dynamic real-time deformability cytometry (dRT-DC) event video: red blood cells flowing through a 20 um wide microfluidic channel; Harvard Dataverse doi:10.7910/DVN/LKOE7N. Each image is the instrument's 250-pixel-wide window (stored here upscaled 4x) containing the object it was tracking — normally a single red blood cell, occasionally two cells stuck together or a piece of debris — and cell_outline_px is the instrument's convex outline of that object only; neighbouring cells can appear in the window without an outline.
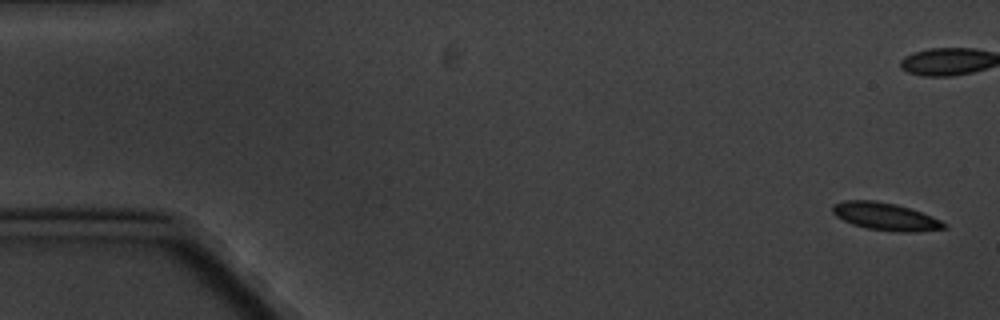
{"species": "common noctule bat (a hibernating species)", "species_latin": "Nyctalus noctula", "temperature_condition": "cold", "stored_images_in_passage": 18, "camera_frame_rate_fps": 3000, "um_per_image_px": 0.085, "animal": {"sex": "male", "body_mass_g": 20.1, "forearm_length_mm": 53.5}, "frame": {"image": 1, "passage_image": 1, "time_ms": 0.0, "image_size_px": [1000, 320], "cell_outline_px": [[948, 228], [916, 232], [896, 232], [868, 228], [852, 224], [836, 216], [832, 212], [832, 204], [844, 200], [876, 200], [896, 204], [932, 216], [948, 224]], "centroid_in_image_um": [75.27, 18.4], "position_along_channel_um": 9.7, "area_um2": 17.98}}
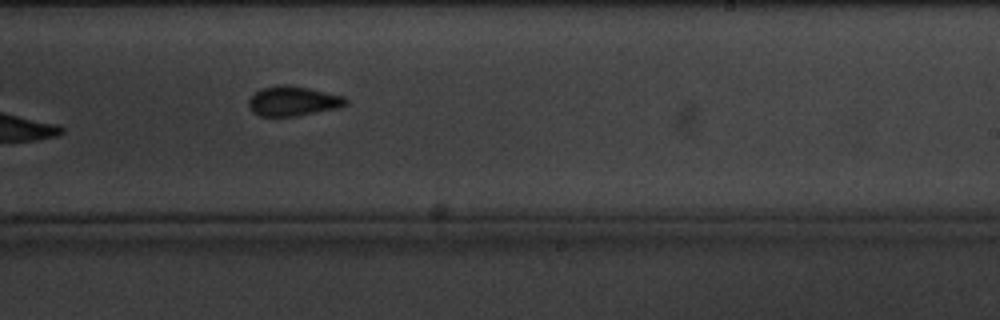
{"frame": {"image": 2, "passage_image": 11, "time_ms": 12.333, "image_size_px": [1000, 320], "cell_outline_px": [[348, 104], [340, 108], [296, 116], [260, 116], [252, 112], [248, 104], [248, 100], [260, 88], [284, 84], [308, 88], [344, 96], [348, 100]], "centroid_in_image_um": [24.93, 8.6], "position_along_channel_um": 264.1, "area_um2": 16.88}, "authors_computed_cell_mechanics": {"area_um2": 17.629, "velocity_mm_per_s": 3.2749, "shape_relaxation_time_tau1_ms": 5.5988, "shape_relaxation_time_tau2_ms": null, "deformation_change_tau1": 0.159, "deformation_change_tau2": null}}